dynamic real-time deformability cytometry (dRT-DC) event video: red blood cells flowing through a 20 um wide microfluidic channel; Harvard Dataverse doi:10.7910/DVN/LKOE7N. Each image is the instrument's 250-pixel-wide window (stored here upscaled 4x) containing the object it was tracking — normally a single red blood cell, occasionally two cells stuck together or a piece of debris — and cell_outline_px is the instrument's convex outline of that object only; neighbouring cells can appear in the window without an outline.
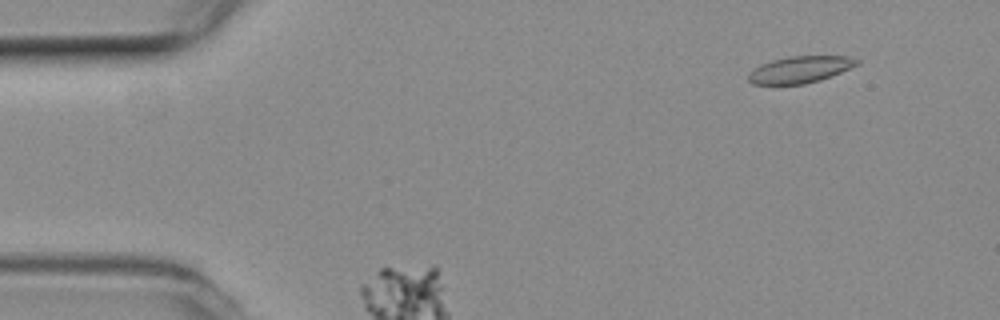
{"species": "common noctule bat (a hibernating species)", "species_latin": "Nyctalus noctula", "temperature_condition": "room temperature", "stored_images_in_passage": 38, "camera_frame_rate_fps": 3000, "um_per_image_px": 0.085, "animal": {"sex": "female", "body_mass_g": 19.3, "forearm_length_mm": 54.1}, "frame": {"image": 1, "passage_image": 5, "time_ms": 1.333, "image_size_px": [1000, 320], "cell_outline_px": [[860, 64], [820, 80], [804, 84], [752, 84], [748, 80], [748, 76], [760, 64], [772, 60], [788, 56], [848, 56], [860, 60]], "centroid_in_image_um": [68.03, 5.9], "position_along_channel_um": 17.0, "area_um2": 16.76}}
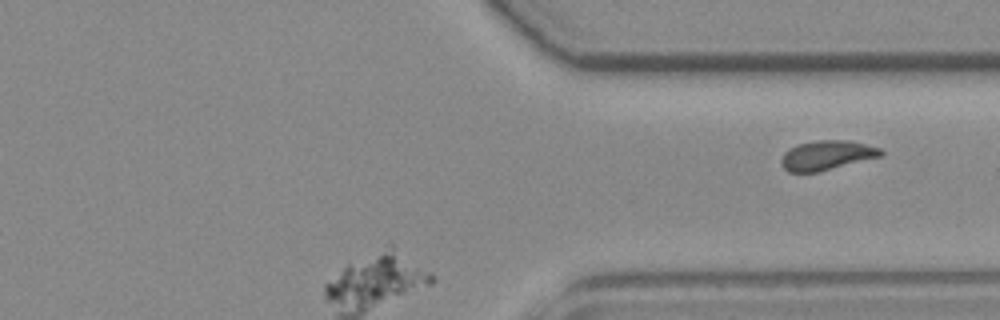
{"frame": {"image": 2, "passage_image": 38, "time_ms": 12.333, "image_size_px": [1000, 320], "cell_outline_px": [[884, 152], [880, 156], [820, 172], [788, 172], [780, 164], [780, 160], [784, 152], [796, 144], [816, 140], [844, 140], [864, 144], [880, 148]], "centroid_in_image_um": [70.22, 13.2], "position_along_channel_um": 341.2, "area_um2": 17.11}}